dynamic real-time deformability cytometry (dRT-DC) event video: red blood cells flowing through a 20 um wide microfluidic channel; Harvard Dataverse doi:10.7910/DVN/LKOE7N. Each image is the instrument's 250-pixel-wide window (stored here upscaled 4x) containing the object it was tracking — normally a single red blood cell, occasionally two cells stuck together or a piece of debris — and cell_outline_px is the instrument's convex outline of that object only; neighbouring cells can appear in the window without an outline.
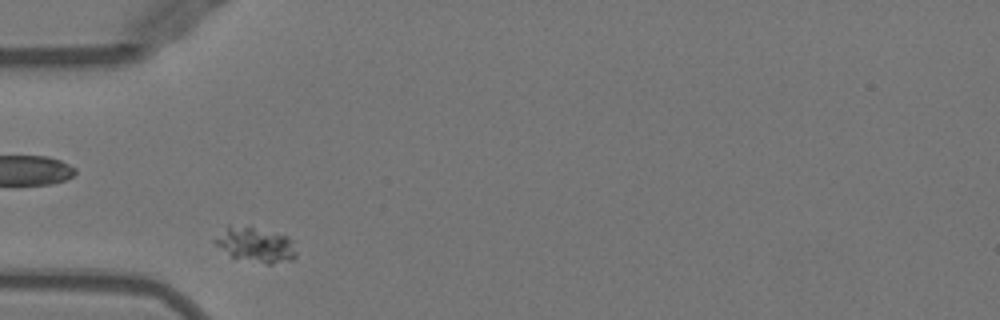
{"species": "Egyptian fruit bat (a non-hibernating species)", "species_latin": "Rousettus aegyptiacus", "temperature_condition": "warm", "stored_images_in_passage": 40, "camera_frame_rate_fps": 3000, "um_per_image_px": 0.085, "animal": {"sex": "female"}, "frame": {"image": 1, "passage_image": 1, "time_ms": 0.0, "image_size_px": [1000, 320], "cell_outline_px": [[296, 256], [292, 260], [272, 264], [268, 264], [232, 256], [216, 244], [212, 240], [228, 224], [252, 228], [284, 236], [292, 240], [296, 252]], "centroid_in_image_um": [21.72, 20.81], "position_along_channel_um": 63.3, "area_um2": 15.95}}
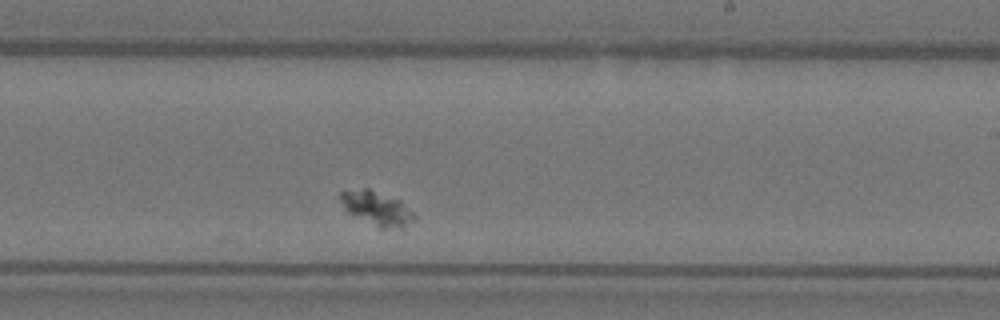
{"frame": {"image": 2, "passage_image": 18, "time_ms": 5.667, "image_size_px": [1000, 320], "cell_outline_px": [[416, 220], [400, 228], [376, 228], [348, 212], [336, 196], [340, 192], [364, 188], [368, 188], [400, 200], [416, 216]], "centroid_in_image_um": [32.0, 17.71], "position_along_channel_um": 257.0, "area_um2": 14.74}}
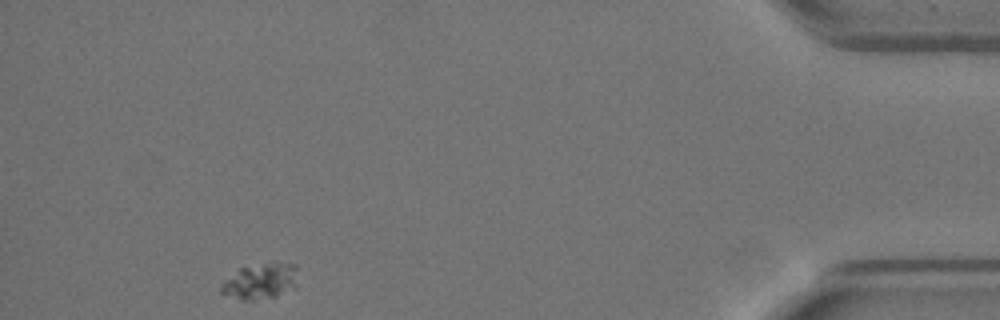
{"frame": {"image": 3, "passage_image": 36, "time_ms": 11.667, "image_size_px": [1000, 320], "cell_outline_px": [[296, 288], [276, 296], [252, 300], [244, 300], [220, 292], [220, 288], [224, 280], [240, 268], [264, 264], [296, 264]], "centroid_in_image_um": [22.15, 23.93], "position_along_channel_um": 413.1, "area_um2": 15.49}}